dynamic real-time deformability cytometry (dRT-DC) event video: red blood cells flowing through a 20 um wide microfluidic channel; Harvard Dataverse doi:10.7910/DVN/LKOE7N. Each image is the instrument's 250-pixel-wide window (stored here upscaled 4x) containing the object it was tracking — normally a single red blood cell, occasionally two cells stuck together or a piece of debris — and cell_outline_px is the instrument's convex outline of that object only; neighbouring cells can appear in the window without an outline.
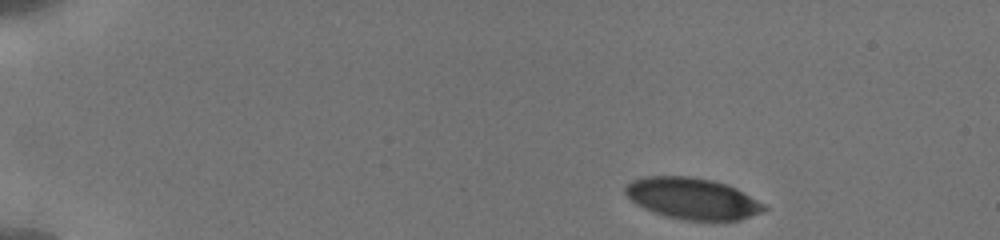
{"species": "human", "species_latin": "Homo sapiens", "temperature_condition": "cold", "stored_images_in_passage": 38, "camera_frame_rate_fps": 3000, "um_per_image_px": 0.085, "donor": {"sex": "male"}, "frame": {"image": 1, "passage_image": 1, "time_ms": 0.0, "image_size_px": [1000, 240], "cell_outline_px": [[768, 208], [760, 212], [740, 220], [688, 220], [668, 216], [644, 208], [636, 204], [624, 192], [624, 184], [632, 180], [644, 176], [688, 176], [712, 180], [728, 184], [736, 188], [764, 204]], "centroid_in_image_um": [58.83, 16.85], "position_along_channel_um": 26.2, "area_um2": 33.18}}
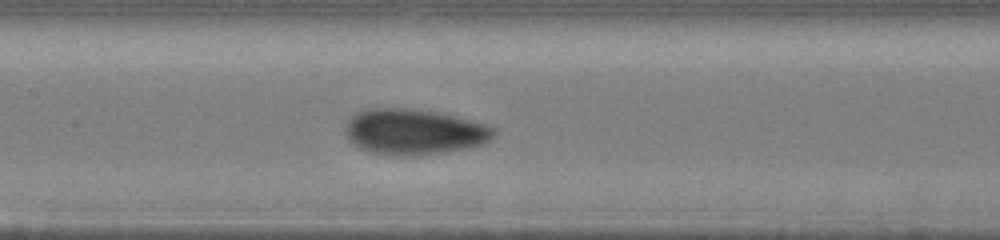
{"frame": {"image": 2, "passage_image": 16, "time_ms": 6.667, "image_size_px": [1000, 240], "cell_outline_px": [[496, 136], [480, 144], [468, 148], [444, 152], [416, 156], [392, 156], [368, 152], [360, 148], [348, 140], [344, 128], [348, 120], [356, 112], [364, 108], [412, 108], [436, 112], [472, 120], [488, 124], [496, 132]], "centroid_in_image_um": [35.16, 11.21], "position_along_channel_um": 172.2, "area_um2": 39.94}}
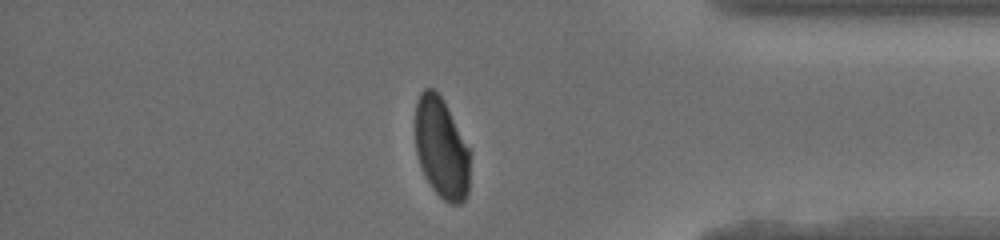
{"frame": {"image": 3, "passage_image": 32, "time_ms": 13.0, "image_size_px": [1000, 240], "cell_outline_px": [[472, 152], [468, 192], [464, 200], [460, 204], [448, 204], [432, 188], [424, 176], [416, 152], [416, 100], [420, 92], [424, 88], [432, 88], [444, 100], [472, 148]], "centroid_in_image_um": [37.58, 12.59], "position_along_channel_um": 397.6, "area_um2": 33.12}, "authors_computed_cell_mechanics": {"area_um2": 36.0383, "velocity_mm_per_s": 3.8399, "shape_relaxation_time_tau1_ms": 2.7963, "shape_relaxation_time_tau2_ms": 0.8132, "deformation_change_tau1": 0.1068, "deformation_change_tau2": 0.0336}}